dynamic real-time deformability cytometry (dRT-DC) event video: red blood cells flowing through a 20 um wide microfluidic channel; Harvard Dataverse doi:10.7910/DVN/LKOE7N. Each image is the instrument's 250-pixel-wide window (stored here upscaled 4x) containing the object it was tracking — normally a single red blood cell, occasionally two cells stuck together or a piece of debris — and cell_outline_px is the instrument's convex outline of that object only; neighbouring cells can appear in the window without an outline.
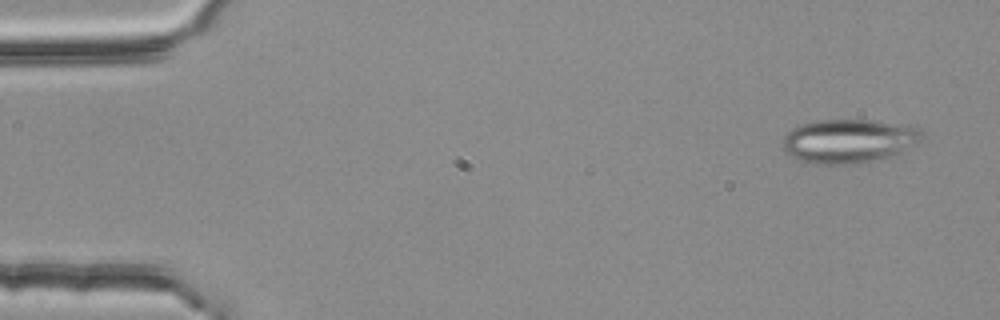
{"species": "common noctule bat (a hibernating species)", "species_latin": "Nyctalus noctula", "temperature_condition": "room temperature", "stored_images_in_passage": 3, "camera_frame_rate_fps": 3000, "um_per_image_px": 0.085, "animal": {"sex": "female", "body_mass_g": 25.1}, "frame": {"image": 1, "passage_image": 1, "time_ms": 0.0, "image_size_px": [1000, 320], "cell_outline_px": [[924, 136], [916, 144], [896, 156], [860, 164], [812, 164], [800, 160], [792, 156], [784, 148], [784, 136], [792, 128], [800, 124], [820, 120], [872, 120], [908, 124], [920, 128], [924, 132]], "centroid_in_image_um": [72.24, 11.99], "position_along_channel_um": 12.8, "area_um2": 36.18}}